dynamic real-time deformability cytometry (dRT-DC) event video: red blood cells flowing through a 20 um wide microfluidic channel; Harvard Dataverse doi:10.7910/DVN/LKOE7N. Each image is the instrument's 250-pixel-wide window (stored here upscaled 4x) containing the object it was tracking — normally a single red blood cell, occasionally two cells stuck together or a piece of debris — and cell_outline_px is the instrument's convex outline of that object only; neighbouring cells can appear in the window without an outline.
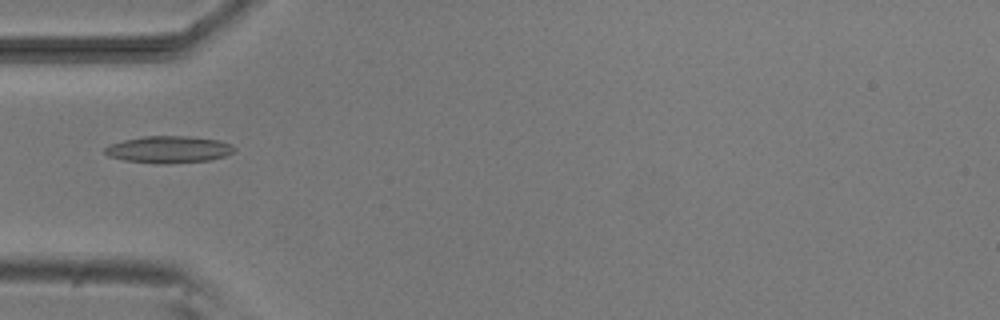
{"species": "common noctule bat (a hibernating species)", "species_latin": "Nyctalus noctula", "temperature_condition": "room temperature", "stored_images_in_passage": 4, "camera_frame_rate_fps": 3000, "um_per_image_px": 0.085, "animal": {"sex": "male", "body_mass_g": 20.5, "forearm_length_mm": 52.5}, "frame": {"image": 1, "passage_image": 4, "time_ms": 3.333, "image_size_px": [1000, 320], "cell_outline_px": [[236, 148], [232, 152], [224, 156], [208, 160], [168, 164], [156, 164], [124, 160], [108, 156], [104, 152], [104, 148], [108, 144], [124, 140], [144, 136], [188, 136], [220, 140], [232, 144]], "centroid_in_image_um": [14.32, 12.7], "position_along_channel_um": 70.7, "area_um2": 20.46}}